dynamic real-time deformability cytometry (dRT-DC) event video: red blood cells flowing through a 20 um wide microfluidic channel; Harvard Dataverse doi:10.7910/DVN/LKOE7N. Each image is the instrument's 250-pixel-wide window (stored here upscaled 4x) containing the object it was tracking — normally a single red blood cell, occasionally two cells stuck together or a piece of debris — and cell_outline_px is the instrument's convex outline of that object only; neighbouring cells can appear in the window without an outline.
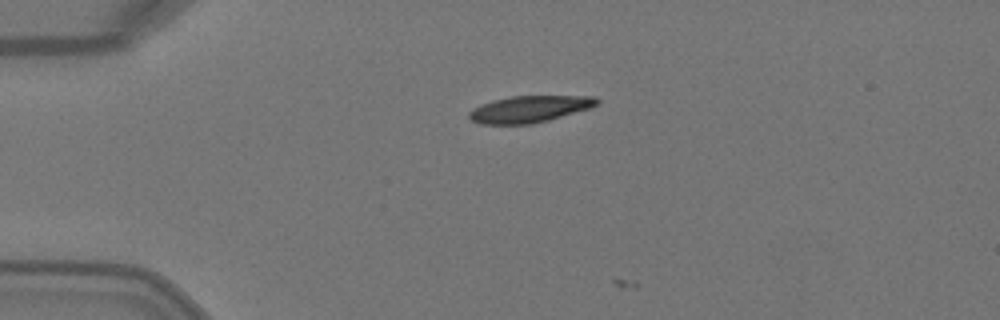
{"species": "Egyptian fruit bat (a non-hibernating species)", "species_latin": "Rousettus aegyptiacus", "temperature_condition": "warm", "stored_images_in_passage": 2, "camera_frame_rate_fps": 3000, "um_per_image_px": 0.085, "animal": {"sex": "female"}, "frame": {"image": 1, "passage_image": 1, "time_ms": 0.0, "image_size_px": [1000, 320], "cell_outline_px": [[600, 100], [596, 104], [588, 108], [548, 120], [532, 124], [480, 124], [472, 120], [468, 116], [468, 112], [472, 108], [480, 104], [492, 100], [512, 96], [596, 96]], "centroid_in_image_um": [44.94, 9.27], "position_along_channel_um": 40.1, "area_um2": 19.77}}